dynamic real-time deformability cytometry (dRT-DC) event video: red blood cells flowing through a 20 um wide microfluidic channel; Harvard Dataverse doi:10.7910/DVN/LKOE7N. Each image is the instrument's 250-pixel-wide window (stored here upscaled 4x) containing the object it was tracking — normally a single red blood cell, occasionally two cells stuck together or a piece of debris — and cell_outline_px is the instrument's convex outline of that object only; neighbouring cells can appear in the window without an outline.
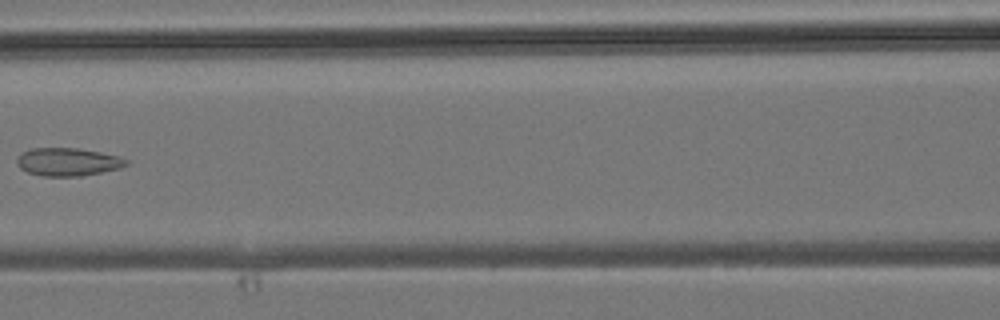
{"species": "common noctule bat (a hibernating species)", "species_latin": "Nyctalus noctula", "temperature_condition": "room temperature", "stored_images_in_passage": 7, "camera_frame_rate_fps": 3000, "um_per_image_px": 0.085, "animal": {"sex": "male", "body_mass_g": 19.2, "forearm_length_mm": 51.8}, "frame": {"image": 1, "passage_image": 7, "time_ms": 7.0, "image_size_px": [1000, 320], "cell_outline_px": [[128, 164], [120, 168], [80, 176], [44, 176], [28, 172], [20, 168], [16, 164], [16, 160], [24, 152], [32, 148], [76, 148], [100, 152], [120, 156], [128, 160]], "centroid_in_image_um": [5.78, 13.76], "position_along_channel_um": 160.8, "area_um2": 17.69}}